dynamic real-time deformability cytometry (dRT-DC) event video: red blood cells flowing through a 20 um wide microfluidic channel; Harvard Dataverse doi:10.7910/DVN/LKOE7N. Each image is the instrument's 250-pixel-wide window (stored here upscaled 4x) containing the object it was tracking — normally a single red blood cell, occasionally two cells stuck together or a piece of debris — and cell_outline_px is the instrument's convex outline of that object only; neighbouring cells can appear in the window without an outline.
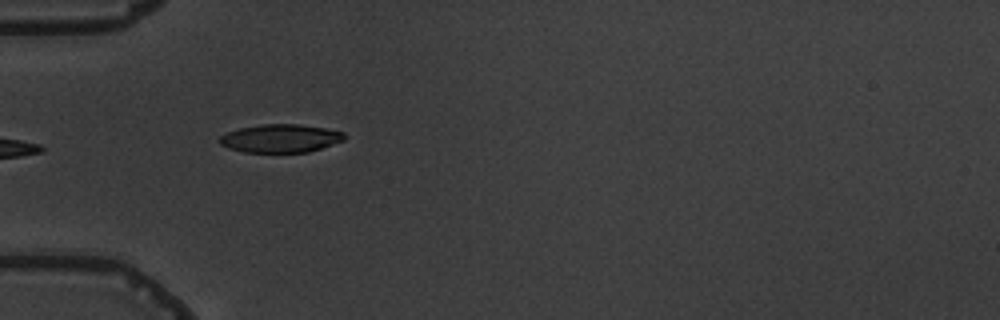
{"species": "common noctule bat (a hibernating species)", "species_latin": "Nyctalus noctula", "temperature_condition": "warm", "stored_images_in_passage": 6, "camera_frame_rate_fps": 3000, "um_per_image_px": 0.085, "animal": {"sex": "male", "body_mass_g": 19.5, "forearm_length_mm": 54.6}, "frame": {"image": 1, "passage_image": 5, "time_ms": 5.0, "image_size_px": [1000, 320], "cell_outline_px": [[344, 140], [308, 152], [244, 152], [228, 148], [220, 144], [220, 136], [228, 132], [240, 128], [264, 124], [296, 124], [324, 128], [344, 132]], "centroid_in_image_um": [23.82, 11.76], "position_along_channel_um": 61.2, "area_um2": 20.23}}